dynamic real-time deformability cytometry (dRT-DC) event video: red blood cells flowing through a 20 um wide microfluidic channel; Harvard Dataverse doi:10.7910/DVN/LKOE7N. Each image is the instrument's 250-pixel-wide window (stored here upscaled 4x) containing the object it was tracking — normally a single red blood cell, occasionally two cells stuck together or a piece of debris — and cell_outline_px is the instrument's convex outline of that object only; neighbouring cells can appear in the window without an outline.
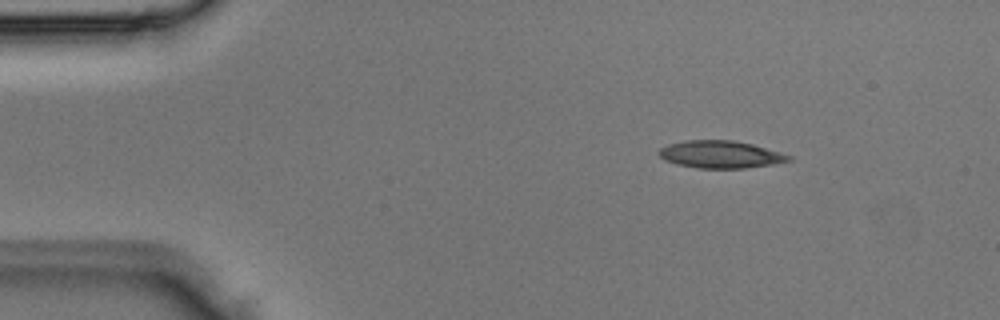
{"species": "Egyptian fruit bat (a non-hibernating species)", "species_latin": "Rousettus aegyptiacus", "temperature_condition": "room temperature", "stored_images_in_passage": 2, "camera_frame_rate_fps": 3000, "um_per_image_px": 0.085, "animal": {"sex": "male"}, "frame": {"image": 1, "passage_image": 1, "time_ms": 0.0, "image_size_px": [1000, 320], "cell_outline_px": [[792, 160], [772, 164], [744, 168], [696, 168], [676, 164], [664, 160], [656, 152], [660, 148], [668, 144], [684, 140], [732, 140], [752, 144], [780, 152], [792, 156]], "centroid_in_image_um": [61.2, 13.12], "position_along_channel_um": 23.8, "area_um2": 20.75}}